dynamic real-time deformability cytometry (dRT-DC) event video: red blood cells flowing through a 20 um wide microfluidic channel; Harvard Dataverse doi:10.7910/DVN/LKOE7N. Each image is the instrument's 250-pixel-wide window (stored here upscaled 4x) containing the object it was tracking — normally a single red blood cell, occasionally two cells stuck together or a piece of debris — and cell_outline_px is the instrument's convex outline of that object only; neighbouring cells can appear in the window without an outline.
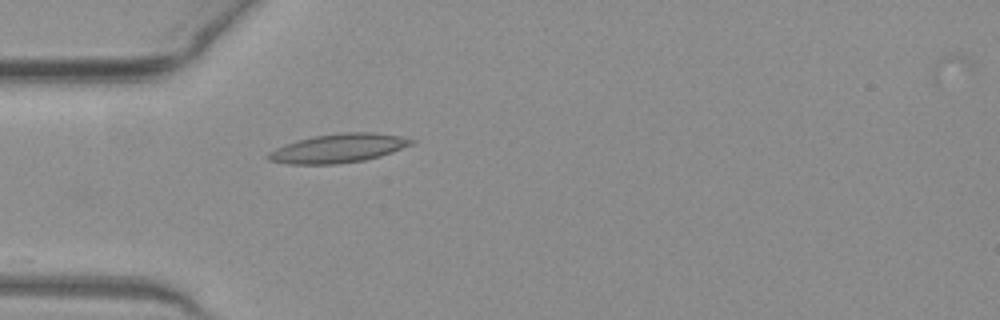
{"species": "common noctule bat (a hibernating species)", "species_latin": "Nyctalus noctula", "temperature_condition": "warm", "stored_images_in_passage": 11, "camera_frame_rate_fps": 3000, "um_per_image_px": 0.085, "animal": {"sex": "female", "body_mass_g": 19.3, "forearm_length_mm": 54.1}, "frame": {"image": 1, "passage_image": 1, "time_ms": 0.0, "image_size_px": [1000, 320], "cell_outline_px": [[416, 140], [412, 144], [392, 152], [380, 156], [364, 160], [336, 164], [288, 164], [268, 160], [264, 156], [268, 152], [276, 148], [296, 140], [316, 136], [344, 132], [372, 132], [400, 136]], "centroid_in_image_um": [28.73, 12.61], "position_along_channel_um": 56.3, "area_um2": 23.99}}
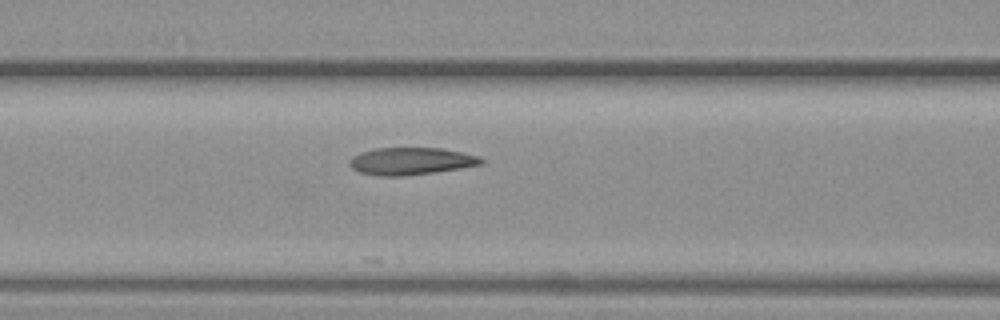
{"frame": {"image": 2, "passage_image": 7, "time_ms": 2.0, "image_size_px": [1000, 320], "cell_outline_px": [[484, 164], [460, 168], [432, 172], [400, 176], [384, 176], [360, 172], [352, 168], [348, 164], [348, 160], [352, 156], [360, 152], [376, 148], [440, 148], [464, 152], [480, 156], [484, 160]], "centroid_in_image_um": [34.94, 13.68], "position_along_channel_um": 131.7, "area_um2": 20.92}}
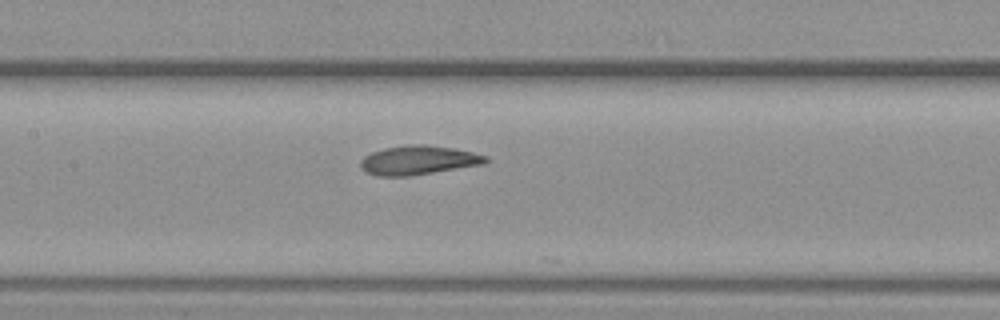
{"frame": {"image": 3, "passage_image": 10, "time_ms": 3.0, "image_size_px": [1000, 320], "cell_outline_px": [[488, 160], [484, 164], [408, 176], [376, 176], [360, 168], [360, 160], [364, 156], [372, 152], [384, 148], [408, 144], [424, 144], [452, 148], [472, 152], [488, 156]], "centroid_in_image_um": [35.53, 13.61], "position_along_channel_um": 171.9, "area_um2": 21.15}}